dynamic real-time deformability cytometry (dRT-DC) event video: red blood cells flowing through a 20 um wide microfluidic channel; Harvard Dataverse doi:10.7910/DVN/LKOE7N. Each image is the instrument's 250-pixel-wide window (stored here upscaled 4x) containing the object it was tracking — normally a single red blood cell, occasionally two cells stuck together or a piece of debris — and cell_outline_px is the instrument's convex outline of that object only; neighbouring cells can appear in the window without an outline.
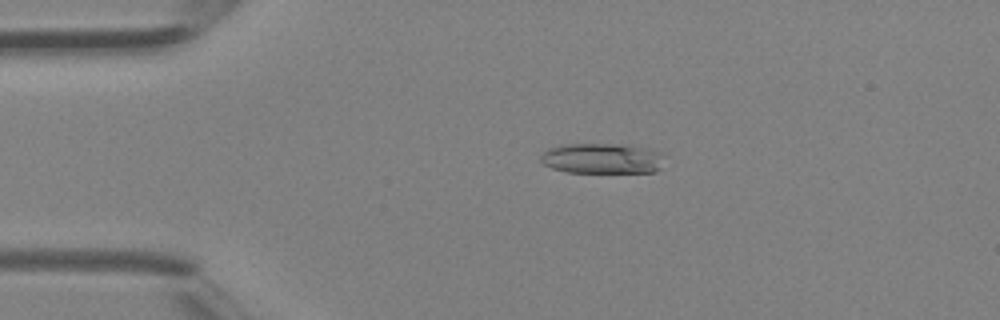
{"species": "Egyptian fruit bat (a non-hibernating species)", "species_latin": "Rousettus aegyptiacus", "temperature_condition": "room temperature", "stored_images_in_passage": 40, "camera_frame_rate_fps": 3000, "um_per_image_px": 0.085, "animal": {"sex": "female"}, "frame": {"image": 1, "passage_image": 9, "time_ms": 2.667, "image_size_px": [1000, 320], "cell_outline_px": [[664, 156], [660, 168], [656, 172], [568, 172], [552, 168], [544, 164], [540, 160], [540, 156], [548, 148], [564, 144], [628, 144], [648, 148], [660, 152]], "centroid_in_image_um": [51.2, 13.46], "position_along_channel_um": 33.8, "area_um2": 22.08}}
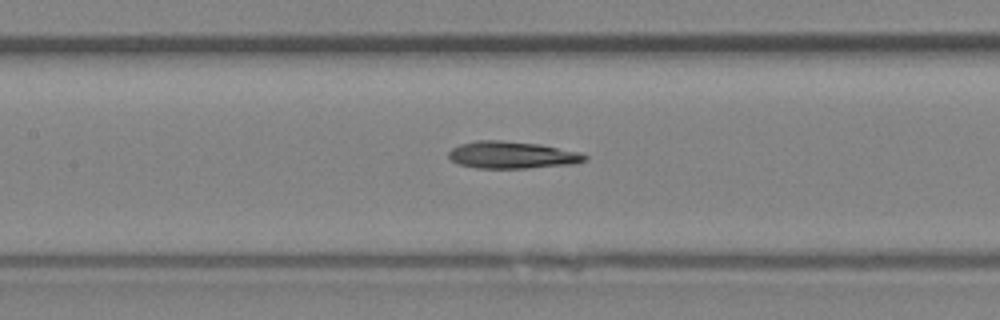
{"frame": {"image": 2, "passage_image": 19, "time_ms": 6.0, "image_size_px": [1000, 320], "cell_outline_px": [[588, 160], [572, 164], [528, 168], [476, 168], [456, 164], [448, 156], [448, 152], [452, 148], [460, 144], [476, 140], [500, 140], [540, 144], [580, 152], [588, 156]], "centroid_in_image_um": [43.51, 13.17], "position_along_channel_um": 163.9, "area_um2": 21.68}}
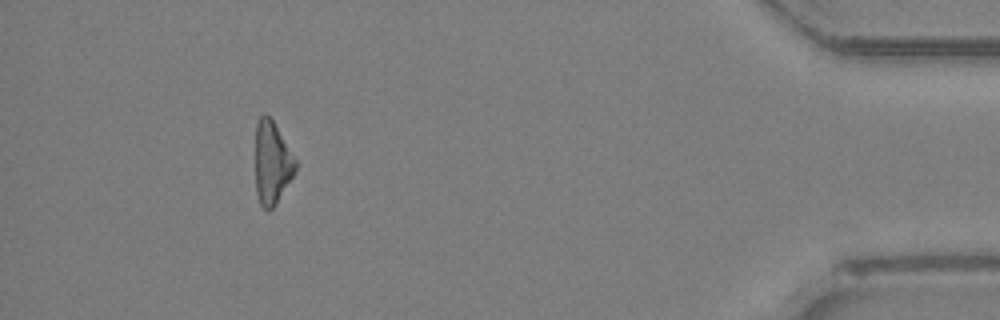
{"frame": {"image": 3, "passage_image": 37, "time_ms": 12.0, "image_size_px": [1000, 320], "cell_outline_px": [[296, 172], [276, 204], [268, 212], [260, 204], [256, 192], [256, 124], [260, 116], [264, 112], [272, 120], [296, 160]], "centroid_in_image_um": [23.12, 13.87], "position_along_channel_um": 412.1, "area_um2": 19.19}}